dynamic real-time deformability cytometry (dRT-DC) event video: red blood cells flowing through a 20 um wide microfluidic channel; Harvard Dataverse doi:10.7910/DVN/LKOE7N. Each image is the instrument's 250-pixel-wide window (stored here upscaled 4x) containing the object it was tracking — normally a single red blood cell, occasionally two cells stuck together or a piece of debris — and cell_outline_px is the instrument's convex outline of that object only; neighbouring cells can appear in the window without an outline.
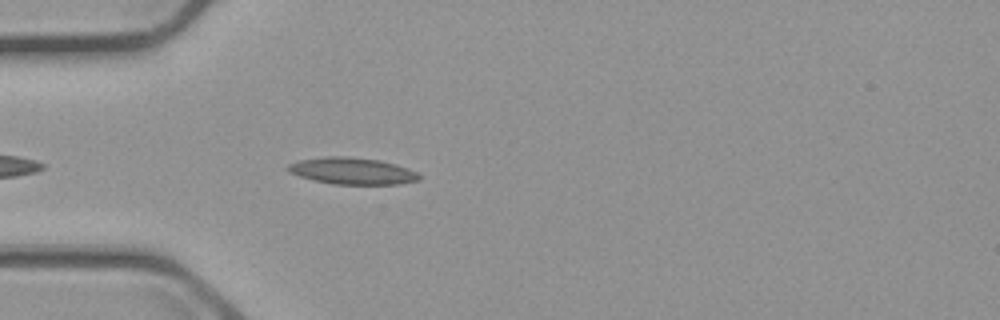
{"species": "common noctule bat (a hibernating species)", "species_latin": "Nyctalus noctula", "temperature_condition": "cold", "stored_images_in_passage": 5, "camera_frame_rate_fps": 3000, "um_per_image_px": 0.085, "animal": {"sex": "male", "body_mass_g": 23.1, "forearm_length_mm": 52.7}, "frame": {"image": 1, "passage_image": 5, "time_ms": 4.667, "image_size_px": [1000, 320], "cell_outline_px": [[420, 180], [400, 184], [332, 184], [312, 180], [288, 172], [284, 168], [288, 164], [300, 160], [328, 156], [348, 156], [380, 160], [396, 164], [408, 168], [416, 172], [420, 176]], "centroid_in_image_um": [29.92, 14.53], "position_along_channel_um": 55.1, "area_um2": 20.58}}